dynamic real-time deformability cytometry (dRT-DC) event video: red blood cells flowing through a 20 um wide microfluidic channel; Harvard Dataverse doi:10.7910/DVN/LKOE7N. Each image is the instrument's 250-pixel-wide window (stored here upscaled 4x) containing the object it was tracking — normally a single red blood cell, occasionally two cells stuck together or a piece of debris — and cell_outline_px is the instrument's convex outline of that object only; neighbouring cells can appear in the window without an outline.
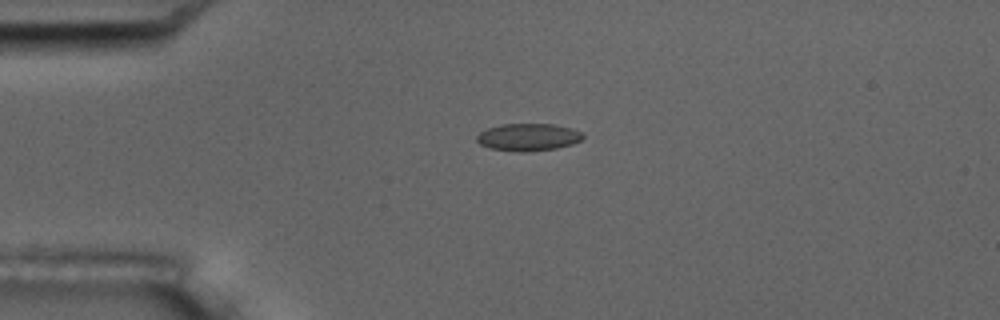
{"species": "common noctule bat (a hibernating species)", "species_latin": "Nyctalus noctula", "temperature_condition": "room temperature", "stored_images_in_passage": 6, "camera_frame_rate_fps": 3000, "um_per_image_px": 0.085, "animal": {"sex": "male", "body_mass_g": 17.5, "forearm_length_mm": 52.3}, "frame": {"image": 1, "passage_image": 4, "time_ms": 3.667, "image_size_px": [1000, 320], "cell_outline_px": [[584, 136], [580, 140], [572, 144], [556, 148], [524, 152], [516, 152], [488, 148], [480, 144], [476, 140], [476, 136], [480, 132], [488, 128], [500, 124], [552, 124], [572, 128], [584, 132]], "centroid_in_image_um": [44.89, 11.66], "position_along_channel_um": 40.1, "area_um2": 17.05}}